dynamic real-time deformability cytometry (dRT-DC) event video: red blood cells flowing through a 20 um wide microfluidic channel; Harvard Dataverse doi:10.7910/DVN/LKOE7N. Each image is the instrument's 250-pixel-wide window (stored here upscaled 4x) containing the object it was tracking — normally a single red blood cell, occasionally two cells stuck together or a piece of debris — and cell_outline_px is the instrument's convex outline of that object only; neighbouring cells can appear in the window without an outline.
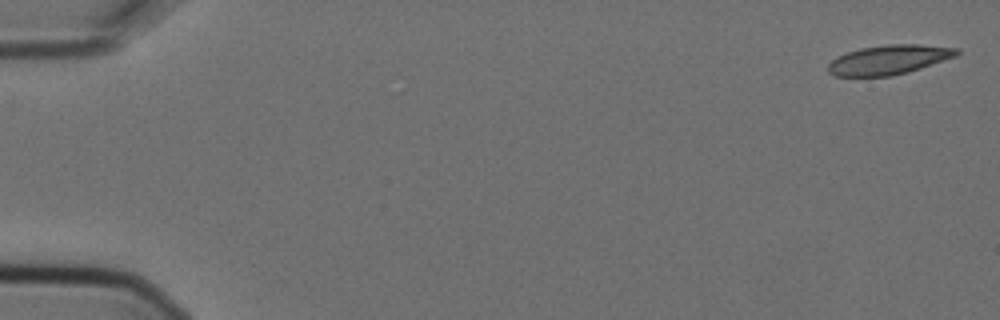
{"species": "Egyptian fruit bat (a non-hibernating species)", "species_latin": "Rousettus aegyptiacus", "temperature_condition": "cold", "stored_images_in_passage": 2, "camera_frame_rate_fps": 3000, "um_per_image_px": 0.085, "animal": {"sex": "female"}, "frame": {"image": 1, "passage_image": 2, "time_ms": 0.333, "image_size_px": [1000, 320], "cell_outline_px": [[960, 52], [956, 56], [908, 72], [888, 76], [836, 76], [828, 72], [828, 64], [836, 56], [860, 48], [888, 44], [916, 44], [960, 48]], "centroid_in_image_um": [75.55, 5.07], "position_along_channel_um": 9.5, "area_um2": 21.96}}